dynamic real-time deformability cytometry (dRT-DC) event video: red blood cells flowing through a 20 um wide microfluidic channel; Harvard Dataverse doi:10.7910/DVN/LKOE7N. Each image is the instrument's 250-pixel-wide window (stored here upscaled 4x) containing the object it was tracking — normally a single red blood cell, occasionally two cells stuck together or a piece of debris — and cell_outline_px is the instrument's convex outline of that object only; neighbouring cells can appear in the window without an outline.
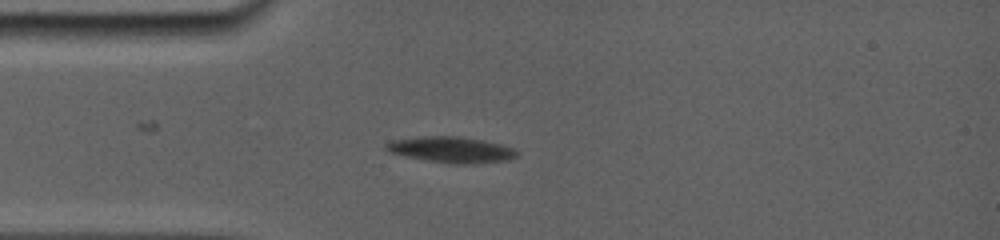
{"species": "common noctule bat (a hibernating species)", "species_latin": "Nyctalus noctula", "temperature_condition": "room temperature", "stored_images_in_passage": 98, "camera_frame_rate_fps": 5000, "um_per_image_px": 0.085, "animal": {"sex": "female", "body_mass_g": 19.0, "forearm_length_mm": 56.7}, "frame": {"image": 1, "passage_image": 1, "time_ms": 0.0, "image_size_px": [1000, 240], "cell_outline_px": [[516, 156], [504, 160], [472, 164], [452, 164], [408, 156], [392, 152], [388, 148], [388, 144], [400, 140], [444, 136], [472, 140], [492, 144], [508, 148], [516, 152]], "centroid_in_image_um": [38.38, 12.77], "position_along_channel_um": 46.6, "area_um2": 17.69}}
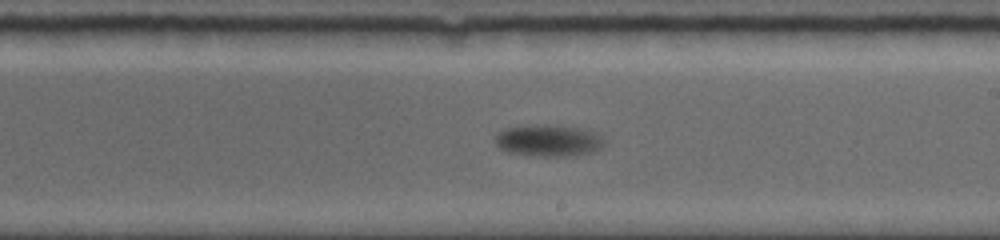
{"frame": {"image": 2, "passage_image": 40, "time_ms": 5.8, "image_size_px": [1000, 240], "cell_outline_px": [[604, 140], [600, 148], [592, 152], [568, 156], [540, 156], [508, 152], [500, 148], [496, 144], [496, 136], [500, 132], [508, 128], [536, 124], [548, 124], [576, 128], [588, 132]], "centroid_in_image_um": [46.55, 11.95], "position_along_channel_um": 242.4, "area_um2": 19.48}}
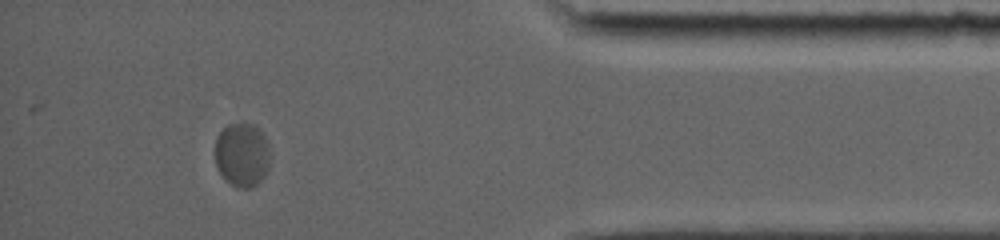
{"frame": {"image": 3, "passage_image": 83, "time_ms": 11.4, "image_size_px": [1000, 240], "cell_outline_px": [[268, 168], [264, 176], [252, 188], [236, 188], [224, 180], [216, 164], [216, 136], [228, 124], [252, 124], [264, 136], [268, 148]], "centroid_in_image_um": [20.55, 13.19], "position_along_channel_um": 414.7, "area_um2": 20.23}, "authors_computed_cell_mechanics": {"area_um2": 19.8254, "velocity_mm_per_s": 3.5555, "shape_relaxation_time_tau1_ms": 6.081, "shape_relaxation_time_tau2_ms": null, "deformation_change_tau1": 0.1897, "deformation_change_tau2": null}}